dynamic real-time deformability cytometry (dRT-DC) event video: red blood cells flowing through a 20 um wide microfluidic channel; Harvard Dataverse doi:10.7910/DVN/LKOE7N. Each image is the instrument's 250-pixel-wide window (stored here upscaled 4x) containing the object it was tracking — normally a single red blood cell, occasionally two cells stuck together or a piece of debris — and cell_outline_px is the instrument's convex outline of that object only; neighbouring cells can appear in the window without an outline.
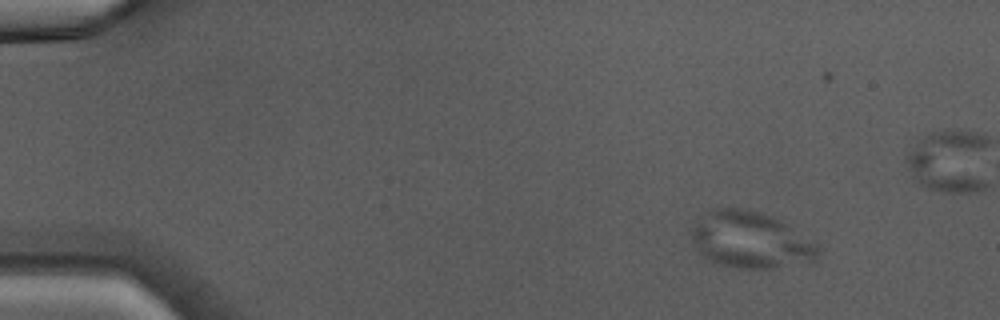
{"species": "Egyptian fruit bat (a non-hibernating species)", "species_latin": "Rousettus aegyptiacus", "temperature_condition": "warm", "stored_images_in_passage": 26, "camera_frame_rate_fps": 3000, "um_per_image_px": 0.085, "animal": {"sex": "male"}, "frame": {"image": 1, "passage_image": 1, "time_ms": 0.0, "image_size_px": [1000, 320], "cell_outline_px": [[820, 256], [812, 264], [776, 268], [732, 268], [720, 264], [704, 256], [692, 244], [688, 228], [692, 224], [712, 208], [740, 208], [756, 212], [780, 220], [820, 244]], "centroid_in_image_um": [63.84, 20.43], "position_along_channel_um": 21.2, "area_um2": 42.43}}
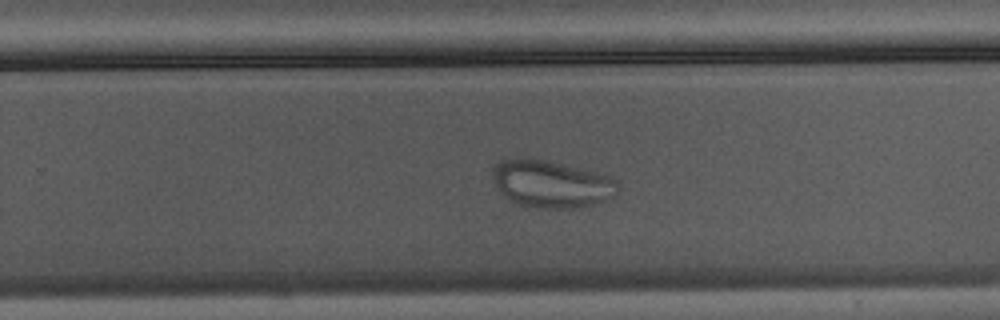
{"frame": {"image": 2, "passage_image": 26, "time_ms": 8.333, "image_size_px": [1000, 320], "cell_outline_px": [[616, 192], [612, 196], [596, 204], [576, 208], [536, 208], [516, 204], [496, 184], [492, 172], [492, 164], [496, 160], [548, 160], [616, 176]], "centroid_in_image_um": [46.92, 15.63], "position_along_channel_um": 282.9, "area_um2": 34.22}}